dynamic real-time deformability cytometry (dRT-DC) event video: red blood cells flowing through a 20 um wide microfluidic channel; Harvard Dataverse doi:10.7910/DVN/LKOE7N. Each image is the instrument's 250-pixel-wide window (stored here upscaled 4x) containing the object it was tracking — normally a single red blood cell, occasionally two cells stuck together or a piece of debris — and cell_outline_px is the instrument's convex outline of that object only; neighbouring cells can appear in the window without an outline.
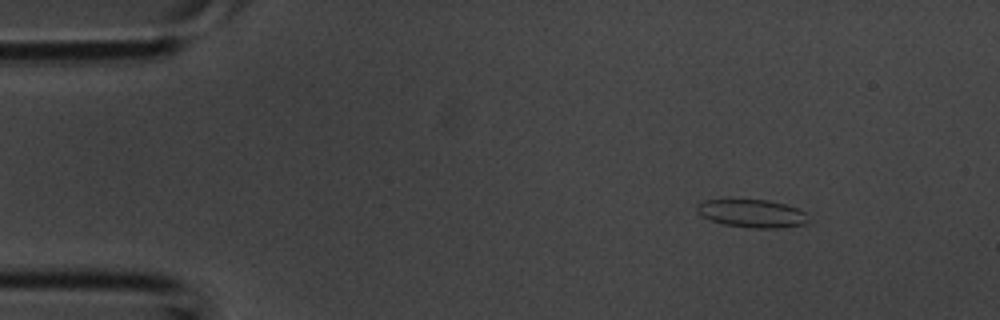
{"species": "common noctule bat (a hibernating species)", "species_latin": "Nyctalus noctula", "temperature_condition": "room temperature", "stored_images_in_passage": 3, "camera_frame_rate_fps": 3000, "um_per_image_px": 0.085, "animal": {"sex": "male", "body_mass_g": 20.1, "forearm_length_mm": 53.5}, "frame": {"image": 1, "passage_image": 1, "time_ms": 0.0, "image_size_px": [1000, 320], "cell_outline_px": [[808, 220], [804, 224], [776, 228], [748, 228], [724, 224], [700, 216], [696, 212], [696, 204], [704, 200], [768, 200], [784, 204], [808, 212]], "centroid_in_image_um": [63.9, 18.14], "position_along_channel_um": 21.1, "area_um2": 18.21}}